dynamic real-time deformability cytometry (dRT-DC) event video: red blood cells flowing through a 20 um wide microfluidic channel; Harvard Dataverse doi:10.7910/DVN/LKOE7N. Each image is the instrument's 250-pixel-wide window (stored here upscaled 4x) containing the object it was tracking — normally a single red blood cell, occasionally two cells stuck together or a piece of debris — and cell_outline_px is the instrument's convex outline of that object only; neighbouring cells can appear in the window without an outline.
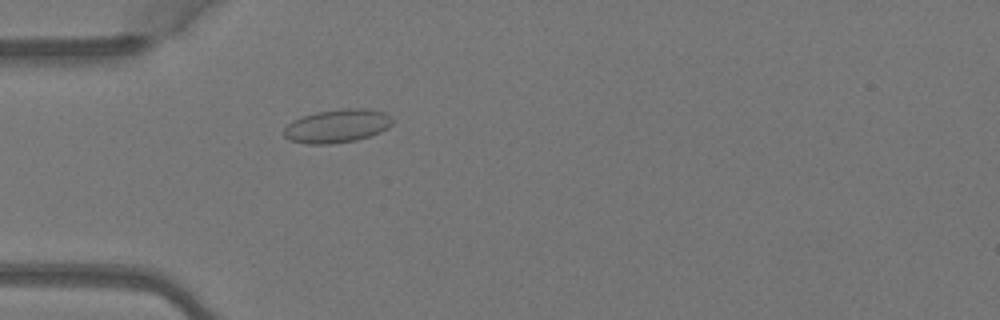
{"species": "Egyptian fruit bat (a non-hibernating species)", "species_latin": "Rousettus aegyptiacus", "temperature_condition": "warm", "stored_images_in_passage": 4, "camera_frame_rate_fps": 3000, "um_per_image_px": 0.085, "animal": {"sex": "female"}, "frame": {"image": 1, "passage_image": 4, "time_ms": 1.0, "image_size_px": [1000, 320], "cell_outline_px": [[392, 124], [388, 128], [380, 132], [356, 140], [332, 144], [308, 144], [288, 140], [284, 136], [284, 128], [292, 120], [316, 112], [344, 108], [364, 108], [384, 112], [392, 116]], "centroid_in_image_um": [28.66, 10.71], "position_along_channel_um": 56.3, "area_um2": 21.21}}